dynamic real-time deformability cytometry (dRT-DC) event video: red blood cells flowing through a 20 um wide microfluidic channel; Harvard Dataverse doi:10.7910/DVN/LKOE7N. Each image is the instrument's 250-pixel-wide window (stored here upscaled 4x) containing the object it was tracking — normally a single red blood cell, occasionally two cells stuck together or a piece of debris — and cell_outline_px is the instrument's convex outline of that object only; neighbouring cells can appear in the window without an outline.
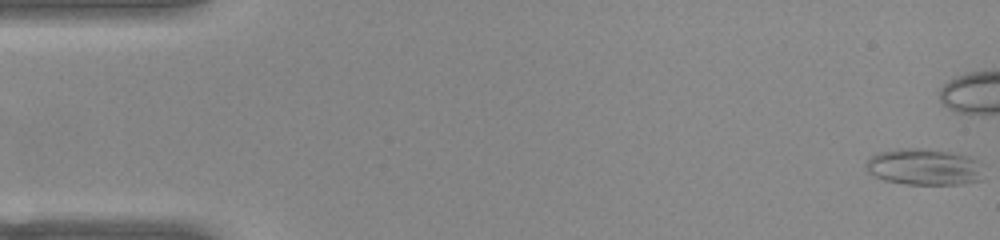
{"species": "common noctule bat (a hibernating species)", "species_latin": "Nyctalus noctula", "temperature_condition": "warm", "stored_images_in_passage": 30, "camera_frame_rate_fps": 3000, "um_per_image_px": 0.085, "animal": {"sex": "female", "body_mass_g": 22.0, "forearm_length_mm": 56.7}, "frame": {"image": 1, "passage_image": 1, "time_ms": 0.0, "image_size_px": [1000, 240], "cell_outline_px": [[984, 180], [960, 184], [904, 184], [884, 180], [868, 172], [864, 168], [864, 164], [868, 156], [876, 152], [900, 148], [928, 148], [968, 156], [984, 164]], "centroid_in_image_um": [78.55, 14.18], "position_along_channel_um": 6.4, "area_um2": 25.66}}
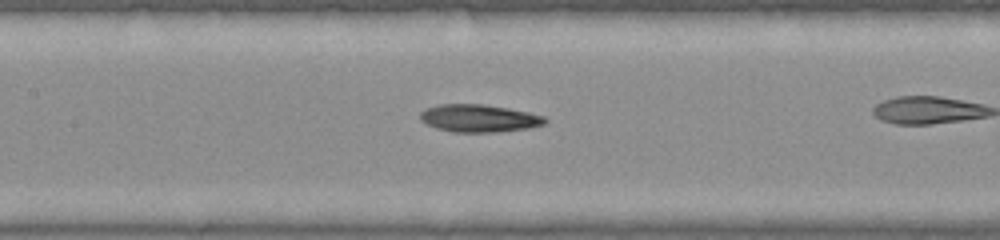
{"frame": {"image": 2, "passage_image": 26, "time_ms": 8.333, "image_size_px": [1000, 240], "cell_outline_px": [[548, 120], [544, 124], [528, 128], [492, 132], [456, 132], [436, 128], [420, 120], [420, 112], [424, 108], [440, 104], [484, 104], [508, 108], [528, 112], [544, 116]], "centroid_in_image_um": [40.69, 10.04], "position_along_channel_um": 166.7, "area_um2": 20.0}}
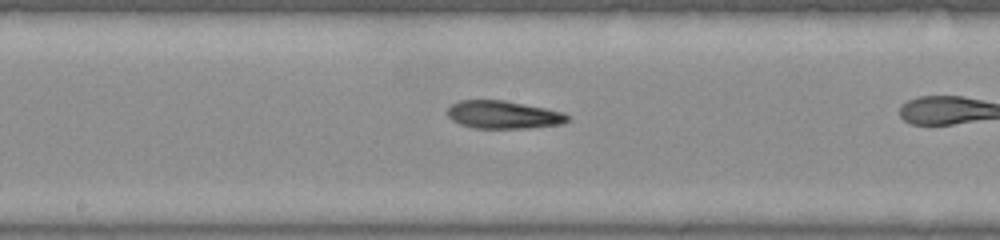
{"frame": {"image": 3, "passage_image": 29, "time_ms": 9.333, "image_size_px": [1000, 240], "cell_outline_px": [[572, 120], [564, 124], [528, 128], [472, 128], [460, 124], [452, 120], [448, 116], [448, 108], [452, 104], [460, 100], [504, 100], [564, 112]], "centroid_in_image_um": [42.81, 9.76], "position_along_channel_um": 205.4, "area_um2": 19.59}}